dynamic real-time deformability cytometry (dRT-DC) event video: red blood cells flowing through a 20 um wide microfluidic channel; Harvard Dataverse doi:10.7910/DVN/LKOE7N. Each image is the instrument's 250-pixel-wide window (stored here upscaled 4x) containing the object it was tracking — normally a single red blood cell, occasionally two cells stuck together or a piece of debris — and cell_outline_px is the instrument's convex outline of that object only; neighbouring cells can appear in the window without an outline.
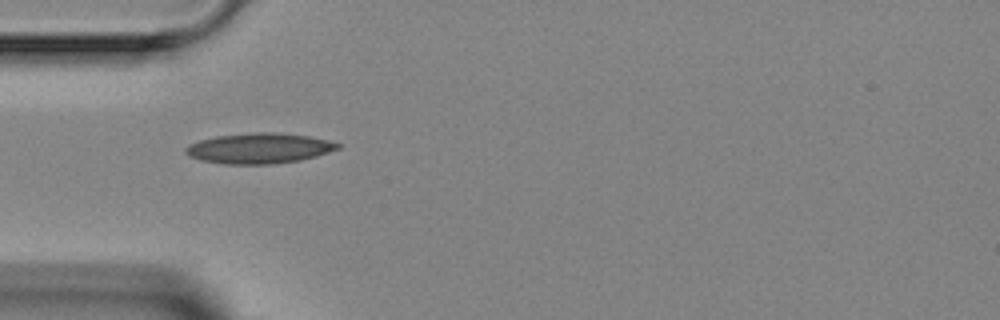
{"species": "Egyptian fruit bat (a non-hibernating species)", "species_latin": "Rousettus aegyptiacus", "temperature_condition": "room temperature", "stored_images_in_passage": 3, "camera_frame_rate_fps": 3000, "um_per_image_px": 0.085, "animal": {"sex": "female"}, "frame": {"image": 1, "passage_image": 1, "time_ms": 0.0, "image_size_px": [1000, 320], "cell_outline_px": [[340, 148], [316, 156], [300, 160], [276, 164], [224, 164], [200, 160], [188, 156], [184, 152], [184, 148], [188, 144], [200, 140], [216, 136], [252, 132], [280, 132], [308, 136], [328, 140], [340, 144]], "centroid_in_image_um": [22.0, 12.6], "position_along_channel_um": 63.0, "area_um2": 27.17}}
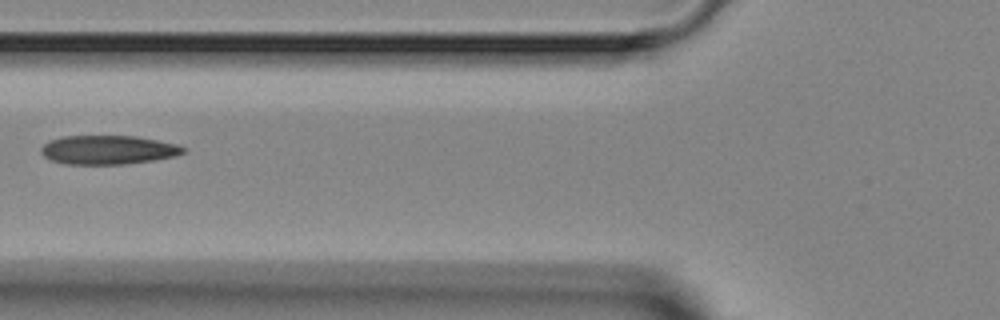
{"frame": {"image": 2, "passage_image": 2, "time_ms": 1.333, "image_size_px": [1000, 320], "cell_outline_px": [[184, 152], [176, 156], [152, 160], [124, 164], [64, 164], [52, 160], [44, 156], [40, 152], [40, 148], [48, 140], [64, 136], [136, 136], [176, 144], [184, 148]], "centroid_in_image_um": [9.14, 12.73], "position_along_channel_um": 116.7, "area_um2": 23.87}}
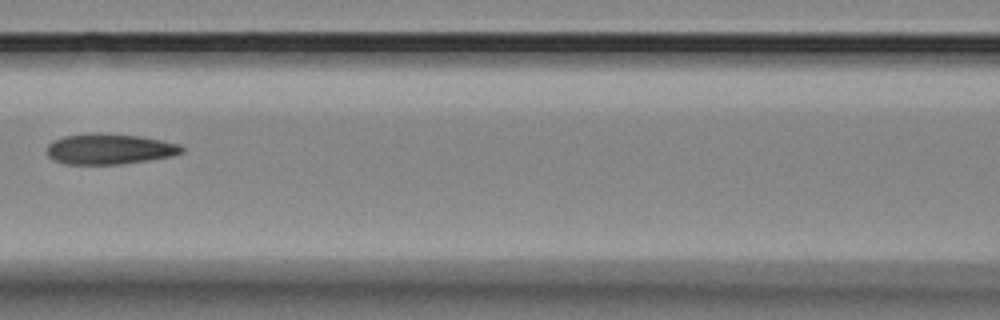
{"frame": {"image": 3, "passage_image": 3, "time_ms": 2.333, "image_size_px": [1000, 320], "cell_outline_px": [[184, 152], [172, 156], [148, 160], [120, 164], [64, 164], [52, 160], [48, 156], [48, 144], [52, 140], [64, 136], [92, 132], [100, 132], [140, 136], [180, 144], [184, 148]], "centroid_in_image_um": [9.29, 12.65], "position_along_channel_um": 157.3, "area_um2": 24.28}}